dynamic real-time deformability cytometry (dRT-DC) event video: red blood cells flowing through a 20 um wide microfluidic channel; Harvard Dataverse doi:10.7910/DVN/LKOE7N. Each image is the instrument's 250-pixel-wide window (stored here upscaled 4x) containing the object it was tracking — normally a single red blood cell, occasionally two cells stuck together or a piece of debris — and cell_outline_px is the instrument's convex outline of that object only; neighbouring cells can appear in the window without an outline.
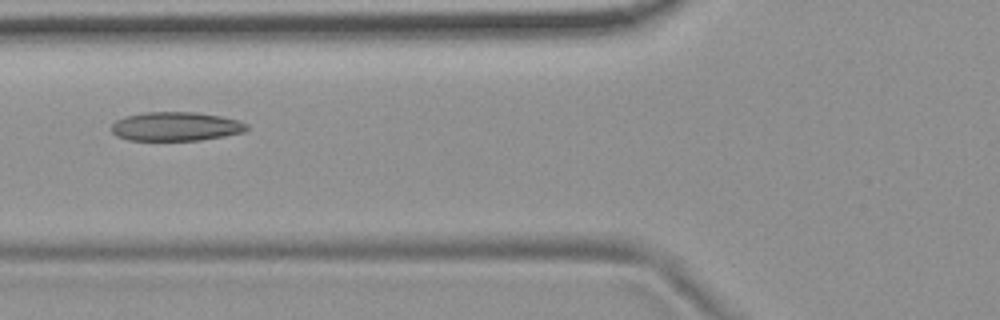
{"species": "common noctule bat (a hibernating species)", "species_latin": "Nyctalus noctula", "temperature_condition": "room temperature", "stored_images_in_passage": 5, "camera_frame_rate_fps": 3000, "um_per_image_px": 0.085, "animal": {"sex": "female", "body_mass_g": 19.9}, "frame": {"image": 1, "passage_image": 3, "time_ms": 0.667, "image_size_px": [1000, 320], "cell_outline_px": [[248, 128], [244, 132], [224, 136], [200, 140], [128, 140], [116, 136], [112, 132], [112, 124], [116, 120], [128, 116], [144, 112], [196, 112], [220, 116], [236, 120], [248, 124]], "centroid_in_image_um": [14.94, 10.75], "position_along_channel_um": 110.9, "area_um2": 22.72}}
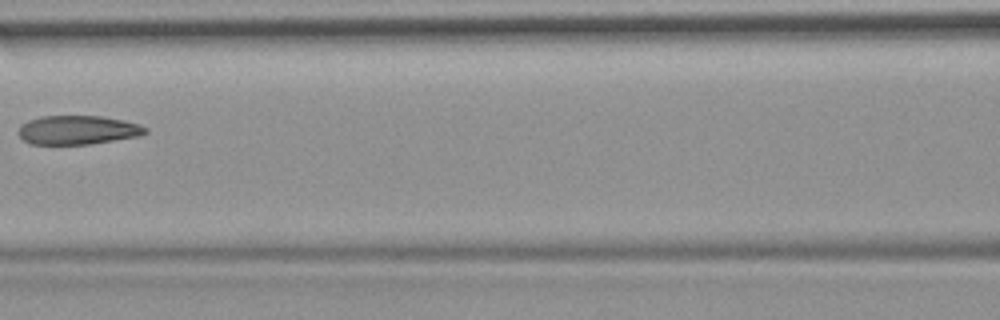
{"frame": {"image": 2, "passage_image": 4, "time_ms": 1.0, "image_size_px": [1000, 320], "cell_outline_px": [[148, 132], [140, 136], [88, 144], [32, 144], [24, 140], [16, 132], [20, 124], [28, 120], [40, 116], [100, 116], [124, 120], [140, 124], [148, 128]], "centroid_in_image_um": [6.6, 11.04], "position_along_channel_um": 160.0, "area_um2": 21.56}}